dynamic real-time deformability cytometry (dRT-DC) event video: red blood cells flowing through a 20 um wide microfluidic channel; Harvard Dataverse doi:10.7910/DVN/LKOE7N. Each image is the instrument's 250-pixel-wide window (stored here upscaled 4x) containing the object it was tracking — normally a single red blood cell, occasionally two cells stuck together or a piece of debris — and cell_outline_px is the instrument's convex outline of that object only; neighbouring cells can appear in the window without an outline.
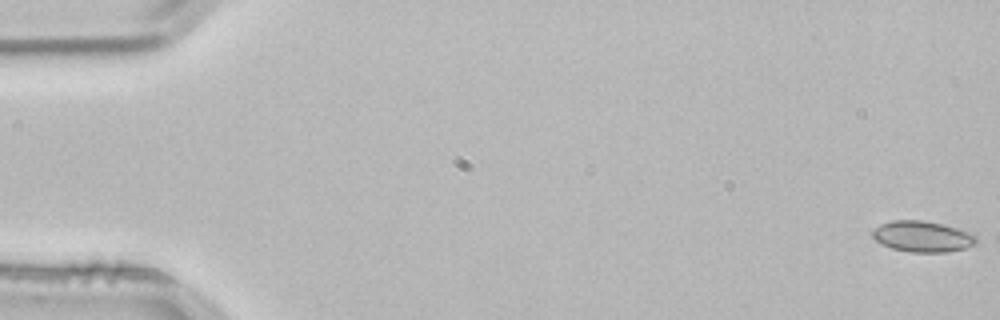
{"species": "common noctule bat (a hibernating species)", "species_latin": "Nyctalus noctula", "temperature_condition": "room temperature", "stored_images_in_passage": 12, "camera_frame_rate_fps": 3000, "um_per_image_px": 0.085, "animal": {"sex": "male", "body_mass_g": 21.5, "forearm_length_mm": 52.0}, "frame": {"image": 1, "passage_image": 1, "time_ms": 0.0, "image_size_px": [1000, 320], "cell_outline_px": [[980, 236], [976, 244], [964, 248], [944, 252], [908, 252], [892, 248], [876, 240], [872, 236], [872, 228], [880, 224], [892, 220], [924, 220], [944, 224], [972, 232]], "centroid_in_image_um": [78.45, 20.08], "position_along_channel_um": 6.5, "area_um2": 19.02}}